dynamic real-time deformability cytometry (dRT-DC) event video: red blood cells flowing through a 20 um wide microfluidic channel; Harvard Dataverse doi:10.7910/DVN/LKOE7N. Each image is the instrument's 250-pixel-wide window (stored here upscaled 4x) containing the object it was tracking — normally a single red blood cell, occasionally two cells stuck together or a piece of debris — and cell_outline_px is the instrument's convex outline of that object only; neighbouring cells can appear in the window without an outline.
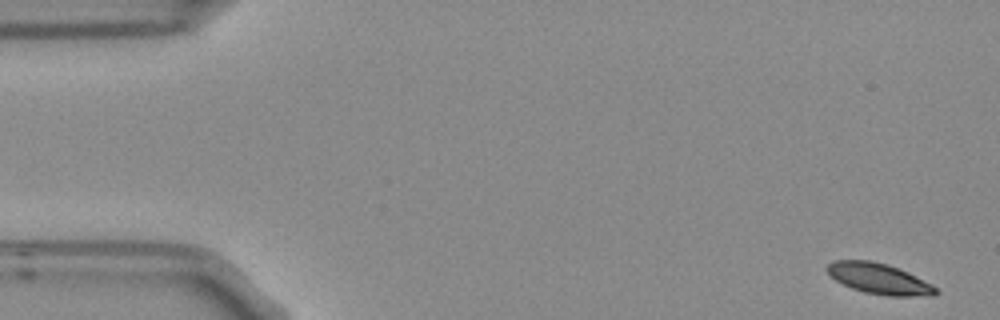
{"species": "Egyptian fruit bat (a non-hibernating species)", "species_latin": "Rousettus aegyptiacus", "temperature_condition": "room temperature", "stored_images_in_passage": 8, "camera_frame_rate_fps": 3000, "um_per_image_px": 0.085, "frame": {"image": 1, "passage_image": 1, "time_ms": 0.0, "image_size_px": [1000, 320], "cell_outline_px": [[940, 292], [936, 296], [888, 296], [864, 292], [852, 288], [836, 280], [824, 268], [832, 260], [872, 260], [888, 264], [908, 272], [932, 284]], "centroid_in_image_um": [74.75, 23.69], "position_along_channel_um": 10.3, "area_um2": 19.59}}
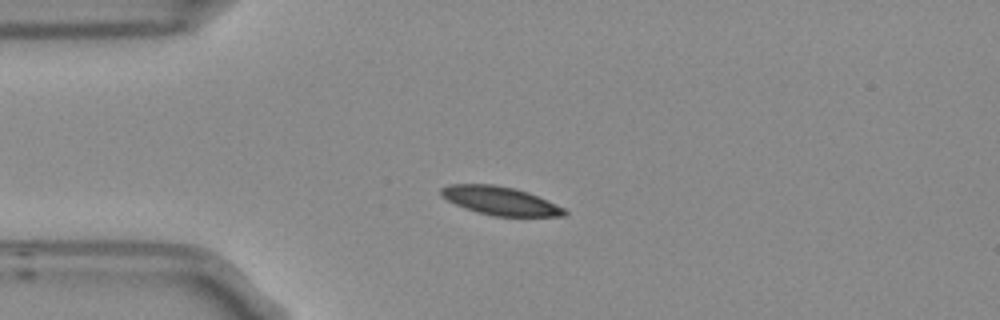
{"frame": {"image": 2, "passage_image": 4, "time_ms": 1.0, "image_size_px": [1000, 320], "cell_outline_px": [[568, 212], [564, 216], [492, 216], [476, 212], [464, 208], [440, 196], [440, 188], [448, 184], [492, 184], [516, 188], [528, 192], [548, 200], [564, 208]], "centroid_in_image_um": [42.5, 17.06], "position_along_channel_um": 42.5, "area_um2": 20.58}}